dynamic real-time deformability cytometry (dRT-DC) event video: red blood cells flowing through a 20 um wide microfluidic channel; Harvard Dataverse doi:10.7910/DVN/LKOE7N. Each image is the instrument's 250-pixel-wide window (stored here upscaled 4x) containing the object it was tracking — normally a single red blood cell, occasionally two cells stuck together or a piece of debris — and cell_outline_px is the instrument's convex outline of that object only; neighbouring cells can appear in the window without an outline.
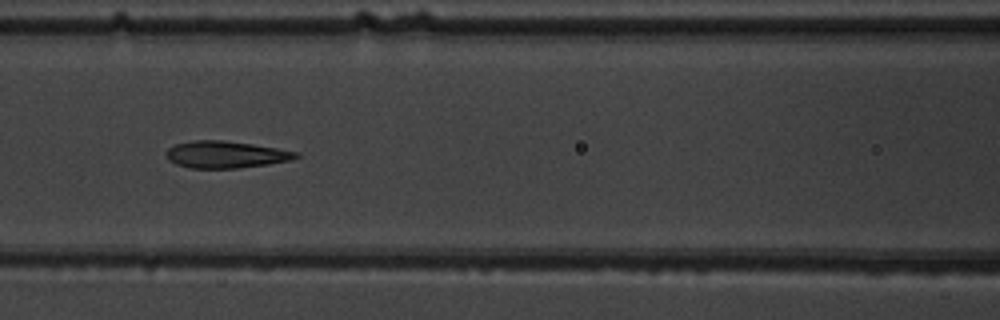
{"species": "common noctule bat (a hibernating species)", "species_latin": "Nyctalus noctula", "temperature_condition": "warm", "stored_images_in_passage": 8, "camera_frame_rate_fps": 3000, "um_per_image_px": 0.085, "animal": {"sex": "male", "body_mass_g": 19.5, "forearm_length_mm": 54.6}, "frame": {"image": 1, "passage_image": 6, "time_ms": 6.667, "image_size_px": [1000, 320], "cell_outline_px": [[300, 156], [292, 160], [268, 164], [236, 168], [188, 168], [176, 164], [168, 160], [164, 152], [168, 148], [176, 144], [196, 140], [224, 140], [252, 144], [300, 152]], "centroid_in_image_um": [19.18, 13.14], "position_along_channel_um": 147.4, "area_um2": 20.46}}
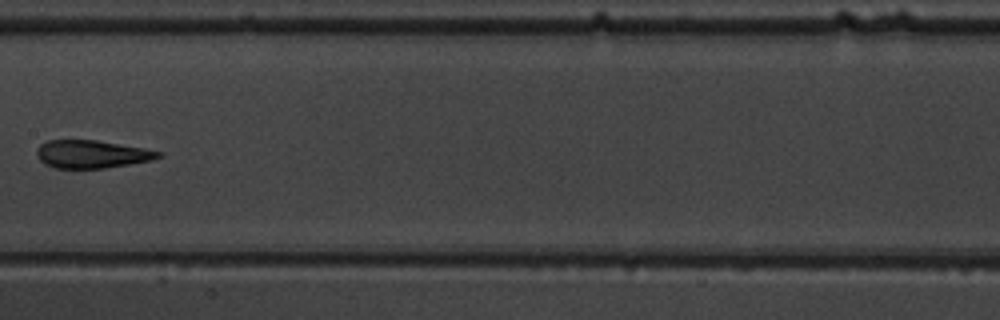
{"frame": {"image": 2, "passage_image": 7, "time_ms": 8.0, "image_size_px": [1000, 320], "cell_outline_px": [[164, 152], [160, 156], [152, 160], [104, 168], [56, 168], [44, 164], [40, 160], [36, 152], [40, 144], [48, 140], [96, 140], [144, 148]], "centroid_in_image_um": [7.79, 13.1], "position_along_channel_um": 199.6, "area_um2": 19.65}}
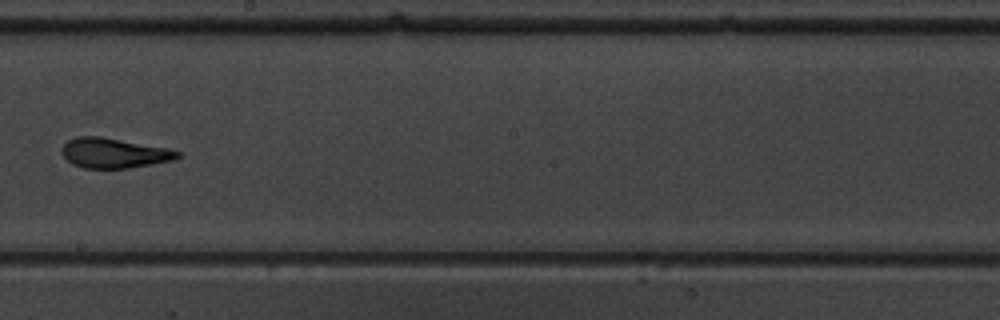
{"frame": {"image": 3, "passage_image": 8, "time_ms": 9.0, "image_size_px": [1000, 320], "cell_outline_px": [[180, 156], [172, 160], [152, 164], [128, 168], [84, 168], [72, 164], [60, 152], [60, 148], [68, 140], [76, 136], [100, 136], [168, 148], [180, 152]], "centroid_in_image_um": [9.65, 13.0], "position_along_channel_um": 238.6, "area_um2": 20.17}}